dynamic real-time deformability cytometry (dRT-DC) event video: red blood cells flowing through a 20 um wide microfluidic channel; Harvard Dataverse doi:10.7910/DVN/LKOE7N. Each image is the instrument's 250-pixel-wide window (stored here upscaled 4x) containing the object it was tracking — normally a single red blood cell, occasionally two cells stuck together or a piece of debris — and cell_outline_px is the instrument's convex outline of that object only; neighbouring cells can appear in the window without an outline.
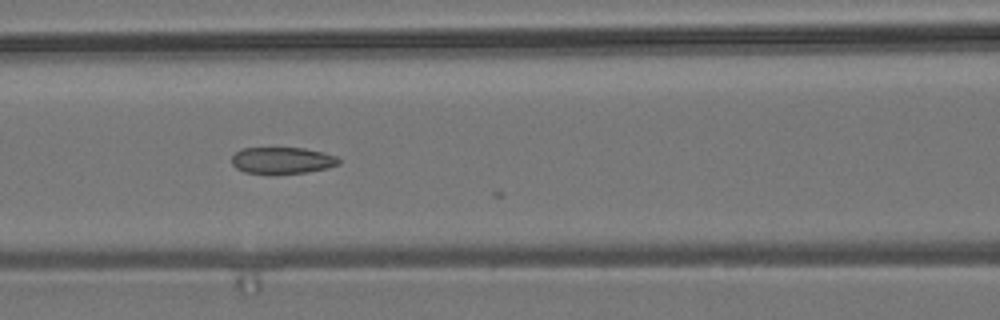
{"species": "common noctule bat (a hibernating species)", "species_latin": "Nyctalus noctula", "temperature_condition": "room temperature", "stored_images_in_passage": 6, "camera_frame_rate_fps": 3000, "um_per_image_px": 0.085, "animal": {"sex": "male", "body_mass_g": 19.2, "forearm_length_mm": 51.8}, "frame": {"image": 1, "passage_image": 3, "time_ms": 2.0, "image_size_px": [1000, 320], "cell_outline_px": [[340, 164], [328, 168], [304, 172], [244, 172], [236, 168], [232, 164], [232, 156], [236, 152], [244, 148], [304, 148], [324, 152], [336, 156], [340, 160]], "centroid_in_image_um": [24.02, 13.61], "position_along_channel_um": 142.6, "area_um2": 16.18}}
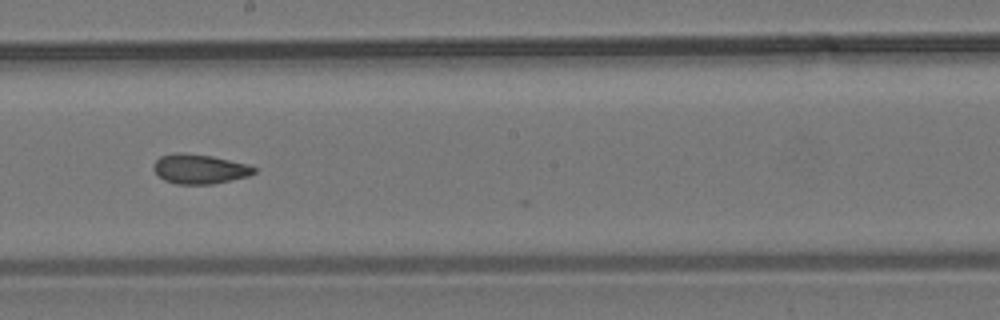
{"frame": {"image": 2, "passage_image": 5, "time_ms": 4.333, "image_size_px": [1000, 320], "cell_outline_px": [[256, 172], [248, 176], [212, 184], [176, 184], [164, 180], [152, 168], [156, 160], [160, 156], [176, 152], [180, 152], [212, 156], [248, 164], [256, 168]], "centroid_in_image_um": [16.96, 14.36], "position_along_channel_um": 231.2, "area_um2": 17.28}}
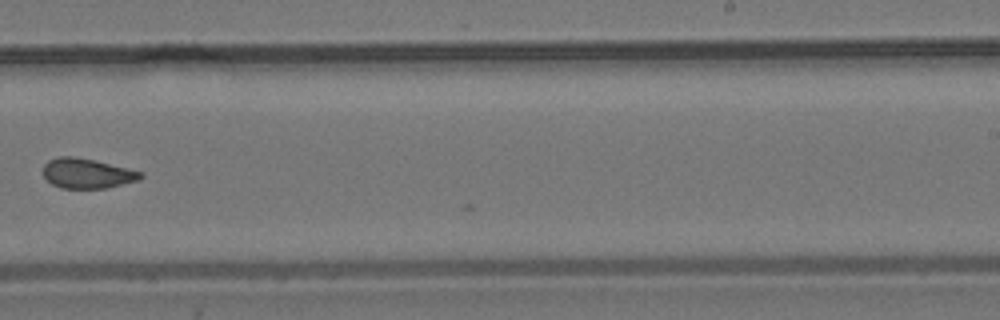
{"frame": {"image": 3, "passage_image": 6, "time_ms": 5.667, "image_size_px": [1000, 320], "cell_outline_px": [[144, 176], [140, 180], [104, 188], [60, 188], [52, 184], [44, 176], [44, 164], [48, 160], [60, 156], [72, 156], [92, 160], [144, 172]], "centroid_in_image_um": [7.41, 14.74], "position_along_channel_um": 281.6, "area_um2": 16.82}}